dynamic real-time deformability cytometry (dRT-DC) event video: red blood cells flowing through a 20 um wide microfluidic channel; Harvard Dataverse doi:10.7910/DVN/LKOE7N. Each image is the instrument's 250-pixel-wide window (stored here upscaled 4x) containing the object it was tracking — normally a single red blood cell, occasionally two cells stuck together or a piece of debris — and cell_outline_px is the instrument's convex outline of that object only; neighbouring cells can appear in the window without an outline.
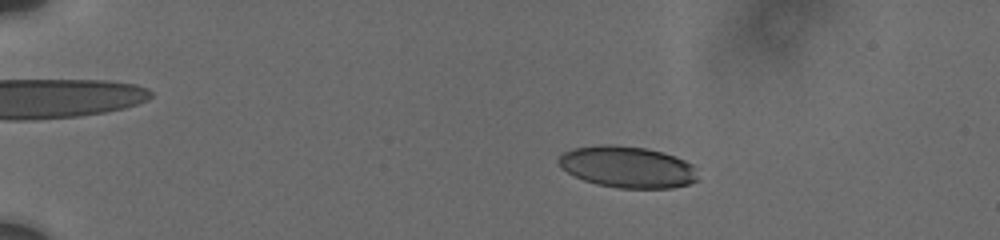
{"species": "human", "species_latin": "Homo sapiens", "temperature_condition": "cold", "stored_images_in_passage": 14, "camera_frame_rate_fps": 3000, "um_per_image_px": 0.085, "donor": {"sex": "male"}, "frame": {"image": 1, "passage_image": 1, "time_ms": 0.0, "image_size_px": [1000, 240], "cell_outline_px": [[700, 180], [688, 184], [672, 188], [616, 188], [596, 184], [584, 180], [560, 168], [556, 160], [564, 152], [572, 148], [600, 144], [612, 144], [644, 148], [660, 152], [684, 160], [692, 164], [696, 168]], "centroid_in_image_um": [53.32, 14.2], "position_along_channel_um": 31.7, "area_um2": 33.87}}
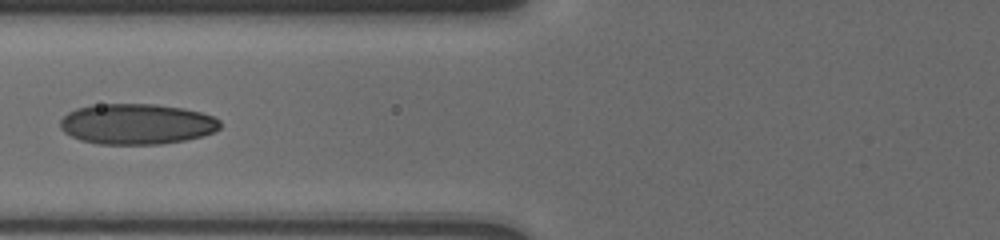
{"frame": {"image": 2, "passage_image": 10, "time_ms": 4.667, "image_size_px": [1000, 240], "cell_outline_px": [[220, 128], [212, 132], [200, 136], [184, 140], [160, 144], [96, 144], [80, 140], [64, 132], [60, 128], [60, 120], [68, 112], [76, 108], [100, 104], [156, 104], [184, 108], [200, 112], [212, 116], [220, 120]], "centroid_in_image_um": [11.6, 10.54], "position_along_channel_um": 114.2, "area_um2": 37.8}}
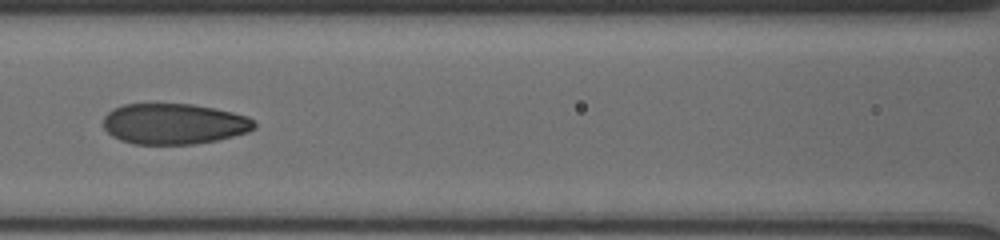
{"frame": {"image": 3, "passage_image": 12, "time_ms": 5.667, "image_size_px": [1000, 240], "cell_outline_px": [[256, 128], [248, 132], [216, 140], [192, 144], [132, 144], [120, 140], [112, 136], [104, 128], [104, 116], [112, 108], [124, 104], [192, 104], [232, 112], [248, 116], [256, 124]], "centroid_in_image_um": [14.77, 10.53], "position_along_channel_um": 151.8, "area_um2": 35.84}}